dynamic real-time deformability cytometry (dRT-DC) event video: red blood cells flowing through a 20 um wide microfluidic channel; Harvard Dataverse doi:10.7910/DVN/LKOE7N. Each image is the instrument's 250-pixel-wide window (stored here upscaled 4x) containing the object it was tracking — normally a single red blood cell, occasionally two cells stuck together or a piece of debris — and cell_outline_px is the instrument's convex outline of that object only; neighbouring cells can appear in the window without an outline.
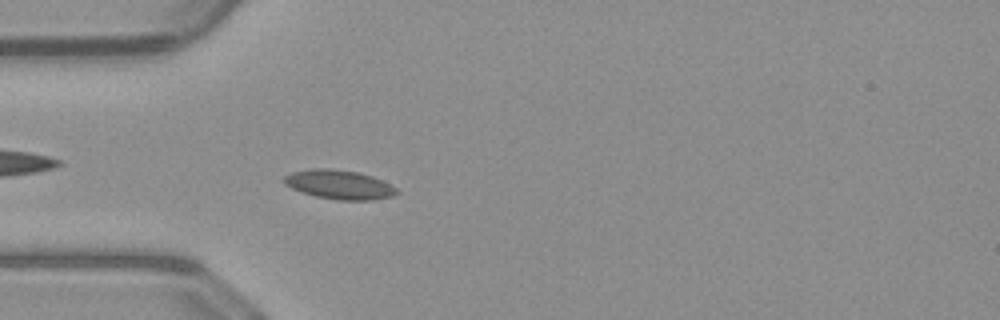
{"species": "common noctule bat (a hibernating species)", "species_latin": "Nyctalus noctula", "temperature_condition": "warm", "stored_images_in_passage": 52, "camera_frame_rate_fps": 3000, "um_per_image_px": 0.085, "animal": {"sex": "male", "body_mass_g": 23.1, "forearm_length_mm": 52.7}, "frame": {"image": 1, "passage_image": 16, "time_ms": 5.0, "image_size_px": [1000, 320], "cell_outline_px": [[400, 192], [392, 196], [376, 200], [336, 200], [316, 196], [292, 188], [284, 184], [280, 180], [284, 176], [292, 172], [312, 168], [328, 168], [360, 172], [372, 176], [396, 188]], "centroid_in_image_um": [28.81, 15.69], "position_along_channel_um": 56.2, "area_um2": 19.19}}
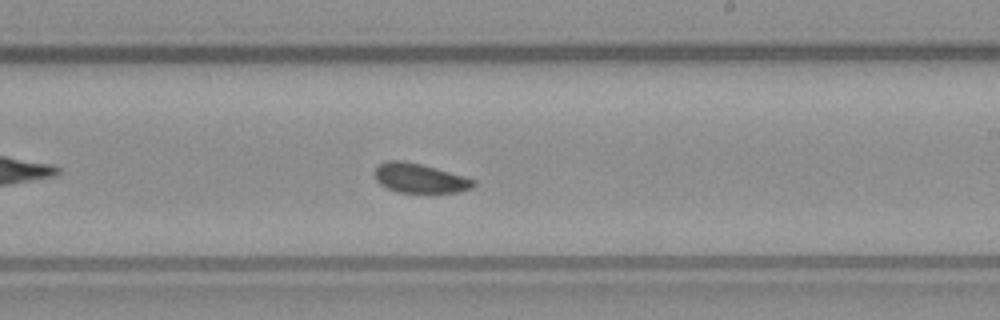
{"frame": {"image": 2, "passage_image": 31, "time_ms": 10.0, "image_size_px": [1000, 320], "cell_outline_px": [[476, 184], [472, 188], [460, 192], [396, 192], [380, 184], [376, 180], [376, 168], [380, 164], [388, 160], [404, 160], [436, 168], [464, 176], [476, 180]], "centroid_in_image_um": [35.7, 15.15], "position_along_channel_um": 253.3, "area_um2": 16.82}}
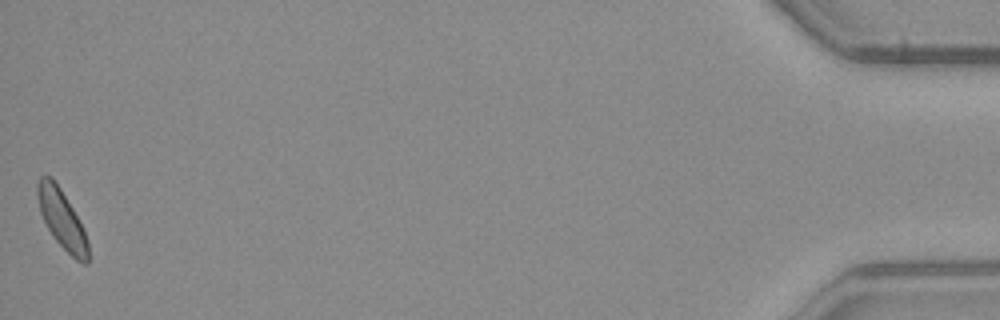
{"frame": {"image": 3, "passage_image": 52, "time_ms": 17.0, "image_size_px": [1000, 320], "cell_outline_px": [[88, 264], [84, 264], [76, 260], [56, 240], [48, 228], [40, 212], [36, 196], [36, 184], [40, 176], [52, 176], [60, 188], [72, 208], [84, 232], [88, 244]], "centroid_in_image_um": [5.22, 18.59], "position_along_channel_um": 430.0, "area_um2": 16.94}, "authors_computed_cell_mechanics": {"area_um2": 17.5712, "velocity_mm_per_s": 4.0247, "shape_relaxation_time_tau1_ms": 7.9263, "shape_relaxation_time_tau2_ms": null, "deformation_change_tau1": 0.1108, "deformation_change_tau2": null}}